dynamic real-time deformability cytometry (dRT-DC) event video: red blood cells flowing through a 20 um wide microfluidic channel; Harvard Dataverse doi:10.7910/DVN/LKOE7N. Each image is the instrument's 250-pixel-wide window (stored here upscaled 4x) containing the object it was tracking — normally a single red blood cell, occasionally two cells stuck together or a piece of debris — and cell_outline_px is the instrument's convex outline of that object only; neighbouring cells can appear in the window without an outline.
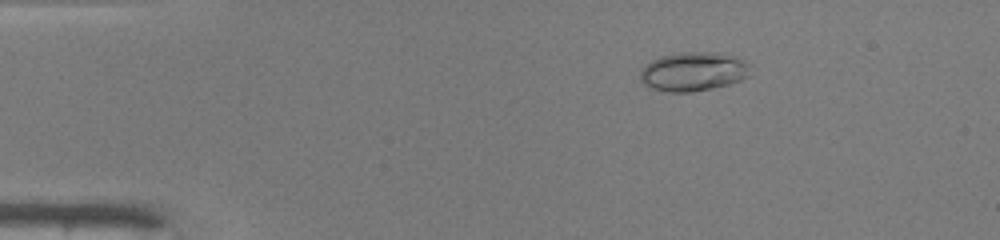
{"species": "common noctule bat (a hibernating species)", "species_latin": "Nyctalus noctula", "temperature_condition": "warm", "stored_images_in_passage": 44, "camera_frame_rate_fps": 3000, "um_per_image_px": 0.085, "animal": {"sex": "male", "body_mass_g": 19.0, "forearm_length_mm": 50.8}, "frame": {"image": 1, "passage_image": 4, "time_ms": 1.0, "image_size_px": [1000, 240], "cell_outline_px": [[748, 76], [740, 80], [728, 84], [712, 88], [692, 92], [668, 92], [652, 88], [644, 84], [640, 80], [640, 72], [652, 60], [660, 56], [680, 52], [716, 52], [736, 56], [744, 60], [748, 64]], "centroid_in_image_um": [58.93, 6.08], "position_along_channel_um": 26.1, "area_um2": 24.91}}
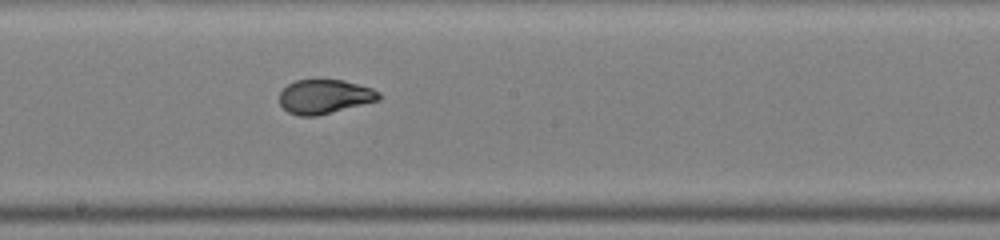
{"frame": {"image": 2, "passage_image": 23, "time_ms": 7.333, "image_size_px": [1000, 240], "cell_outline_px": [[384, 96], [380, 100], [316, 116], [300, 116], [288, 112], [280, 104], [280, 92], [288, 84], [296, 80], [316, 76], [344, 80], [372, 88], [380, 92]], "centroid_in_image_um": [27.61, 8.16], "position_along_channel_um": 220.6, "area_um2": 20.52}}
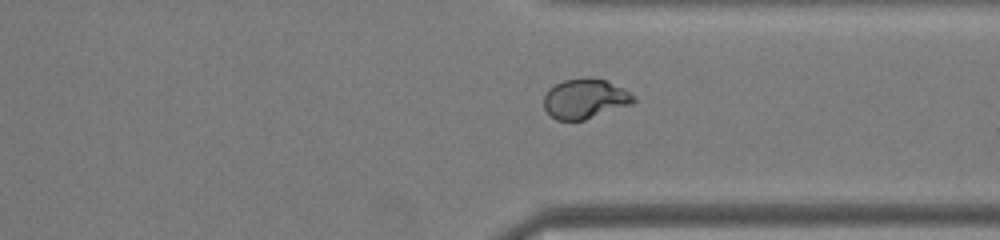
{"frame": {"image": 3, "passage_image": 33, "time_ms": 10.667, "image_size_px": [1000, 240], "cell_outline_px": [[636, 100], [632, 104], [584, 120], [556, 120], [544, 108], [544, 96], [548, 88], [564, 80], [592, 76], [608, 80], [624, 88], [636, 96]], "centroid_in_image_um": [49.76, 8.37], "position_along_channel_um": 361.6, "area_um2": 21.1}, "authors_computed_cell_mechanics": {"area_um2": 21.3571, "velocity_mm_per_s": 4.2166, "shape_relaxation_time_tau1_ms": 6.9637, "shape_relaxation_time_tau2_ms": null, "deformation_change_tau1": 0.2693, "deformation_change_tau2": null}}